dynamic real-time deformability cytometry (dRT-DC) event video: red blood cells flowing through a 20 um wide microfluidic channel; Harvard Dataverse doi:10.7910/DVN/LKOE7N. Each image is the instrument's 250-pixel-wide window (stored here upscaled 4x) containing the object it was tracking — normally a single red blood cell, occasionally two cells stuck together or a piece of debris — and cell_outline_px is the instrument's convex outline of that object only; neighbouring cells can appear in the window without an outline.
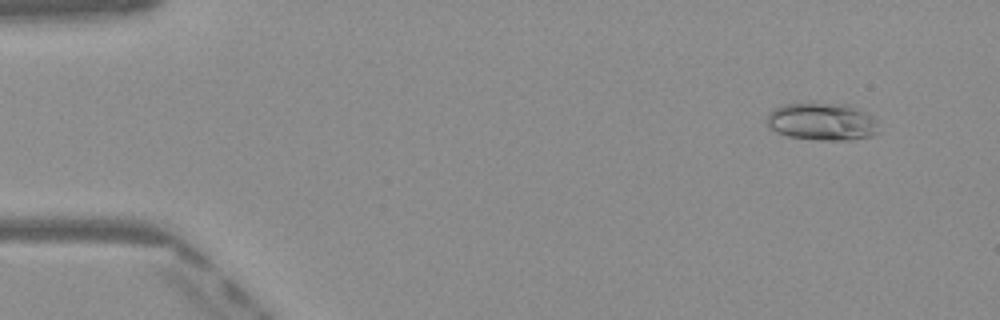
{"species": "Egyptian fruit bat (a non-hibernating species)", "species_latin": "Rousettus aegyptiacus", "temperature_condition": "warm", "stored_images_in_passage": 48, "camera_frame_rate_fps": 3000, "um_per_image_px": 0.085, "frame": {"image": 1, "passage_image": 3, "time_ms": 0.667, "image_size_px": [1000, 320], "cell_outline_px": [[880, 132], [872, 136], [852, 140], [820, 140], [788, 136], [776, 132], [768, 124], [768, 112], [784, 104], [848, 104], [872, 116], [876, 120]], "centroid_in_image_um": [69.93, 10.36], "position_along_channel_um": 15.1, "area_um2": 24.28}}
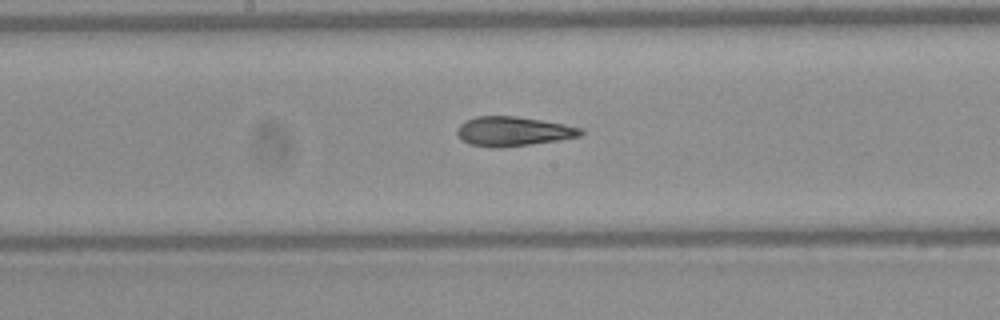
{"frame": {"image": 2, "passage_image": 25, "time_ms": 8.0, "image_size_px": [1000, 320], "cell_outline_px": [[584, 132], [580, 136], [556, 140], [500, 148], [492, 148], [468, 144], [460, 140], [456, 132], [456, 128], [464, 120], [476, 116], [516, 116], [540, 120], [584, 128]], "centroid_in_image_um": [43.54, 11.16], "position_along_channel_um": 204.7, "area_um2": 21.27}}
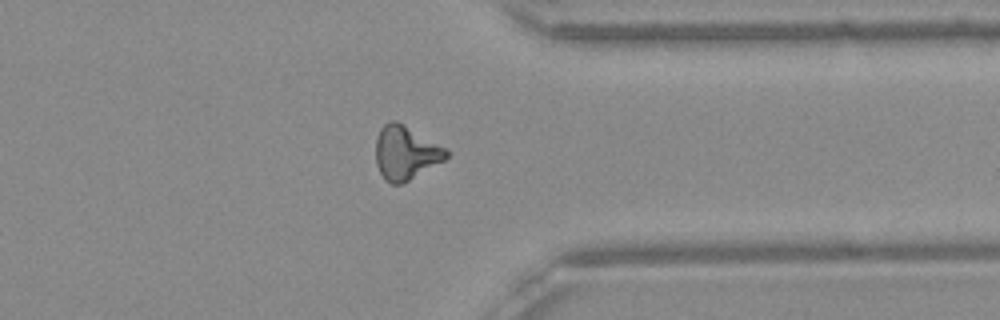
{"frame": {"image": 3, "passage_image": 38, "time_ms": 12.333, "image_size_px": [1000, 320], "cell_outline_px": [[452, 152], [444, 160], [408, 180], [400, 184], [392, 184], [384, 180], [376, 164], [376, 140], [380, 128], [388, 120], [396, 120], [448, 148]], "centroid_in_image_um": [34.49, 12.96], "position_along_channel_um": 376.9, "area_um2": 22.2}, "authors_computed_cell_mechanics": {"area_um2": 21.386, "velocity_mm_per_s": 4.0881, "shape_relaxation_time_tau1_ms": null, "shape_relaxation_time_tau2_ms": 2.3664, "deformation_change_tau1": null, "deformation_change_tau2": 0.0927}}